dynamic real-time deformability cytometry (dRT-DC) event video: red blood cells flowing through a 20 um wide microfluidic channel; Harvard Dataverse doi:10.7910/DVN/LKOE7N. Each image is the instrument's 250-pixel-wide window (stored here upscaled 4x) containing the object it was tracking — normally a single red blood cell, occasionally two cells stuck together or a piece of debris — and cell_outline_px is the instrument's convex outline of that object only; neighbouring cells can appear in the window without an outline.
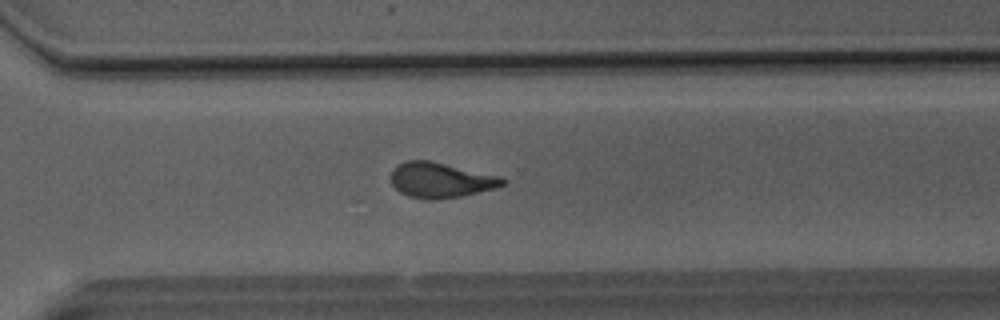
{"species": "Egyptian fruit bat (a non-hibernating species)", "species_latin": "Rousettus aegyptiacus", "temperature_condition": "room temperature", "stored_images_in_passage": 48, "camera_frame_rate_fps": 3000, "um_per_image_px": 0.085, "animal": {"sex": "male"}, "frame": {"image": 1, "passage_image": 36, "time_ms": 11.667, "image_size_px": [1000, 320], "cell_outline_px": [[508, 180], [504, 184], [496, 188], [460, 196], [432, 200], [428, 200], [408, 196], [400, 192], [392, 184], [392, 168], [396, 164], [404, 160], [428, 160], [500, 176]], "centroid_in_image_um": [37.44, 15.3], "position_along_channel_um": 333.2, "area_um2": 22.89}}
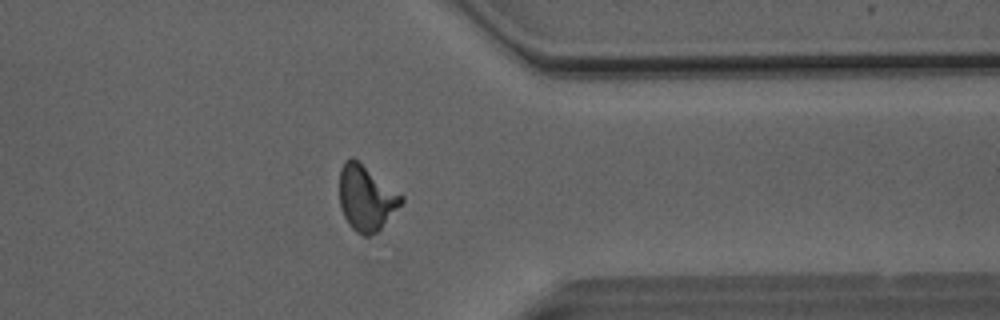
{"frame": {"image": 2, "passage_image": 40, "time_ms": 13.0, "image_size_px": [1000, 320], "cell_outline_px": [[404, 200], [380, 228], [376, 232], [368, 236], [364, 236], [356, 232], [348, 224], [340, 208], [340, 168], [344, 160], [352, 156], [404, 196]], "centroid_in_image_um": [31.1, 16.81], "position_along_channel_um": 380.3, "area_um2": 23.29}}
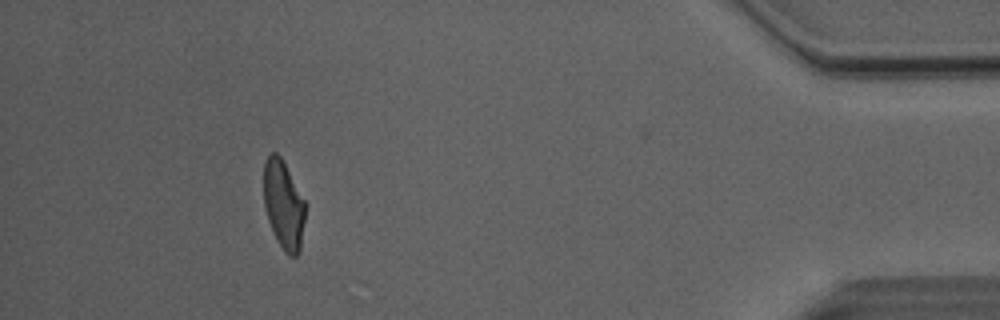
{"frame": {"image": 3, "passage_image": 46, "time_ms": 15.0, "image_size_px": [1000, 320], "cell_outline_px": [[304, 220], [300, 252], [296, 256], [288, 256], [284, 252], [276, 240], [272, 232], [268, 220], [264, 204], [264, 160], [272, 152], [276, 152], [280, 156], [304, 200]], "centroid_in_image_um": [24.08, 17.45], "position_along_channel_um": 411.1, "area_um2": 21.27}}